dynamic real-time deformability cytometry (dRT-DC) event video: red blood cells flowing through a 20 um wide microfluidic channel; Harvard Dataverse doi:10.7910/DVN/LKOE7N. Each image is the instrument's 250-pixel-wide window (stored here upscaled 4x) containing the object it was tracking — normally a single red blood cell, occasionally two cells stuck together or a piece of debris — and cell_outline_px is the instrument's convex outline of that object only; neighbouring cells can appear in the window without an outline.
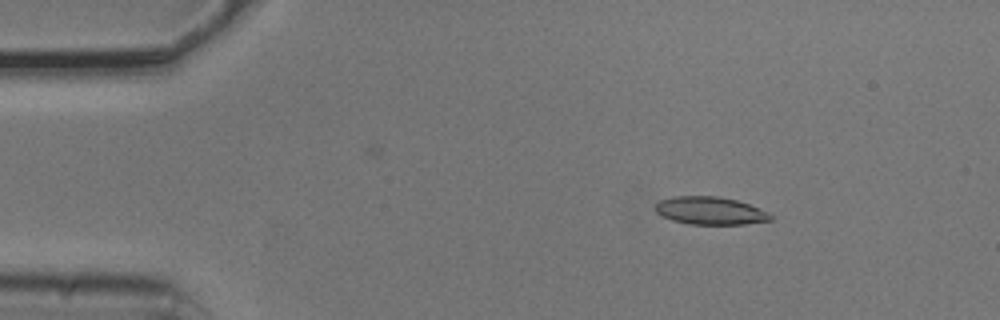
{"species": "common noctule bat (a hibernating species)", "species_latin": "Nyctalus noctula", "temperature_condition": "cold", "stored_images_in_passage": 3, "camera_frame_rate_fps": 3000, "um_per_image_px": 0.085, "animal": {"sex": "male", "body_mass_g": 20.5, "forearm_length_mm": 52.5}, "frame": {"image": 1, "passage_image": 1, "time_ms": 0.0, "image_size_px": [1000, 320], "cell_outline_px": [[772, 220], [744, 224], [688, 224], [672, 220], [656, 212], [656, 204], [660, 200], [676, 196], [716, 196], [736, 200], [748, 204], [768, 212], [772, 216]], "centroid_in_image_um": [60.37, 17.91], "position_along_channel_um": 24.6, "area_um2": 18.44}}